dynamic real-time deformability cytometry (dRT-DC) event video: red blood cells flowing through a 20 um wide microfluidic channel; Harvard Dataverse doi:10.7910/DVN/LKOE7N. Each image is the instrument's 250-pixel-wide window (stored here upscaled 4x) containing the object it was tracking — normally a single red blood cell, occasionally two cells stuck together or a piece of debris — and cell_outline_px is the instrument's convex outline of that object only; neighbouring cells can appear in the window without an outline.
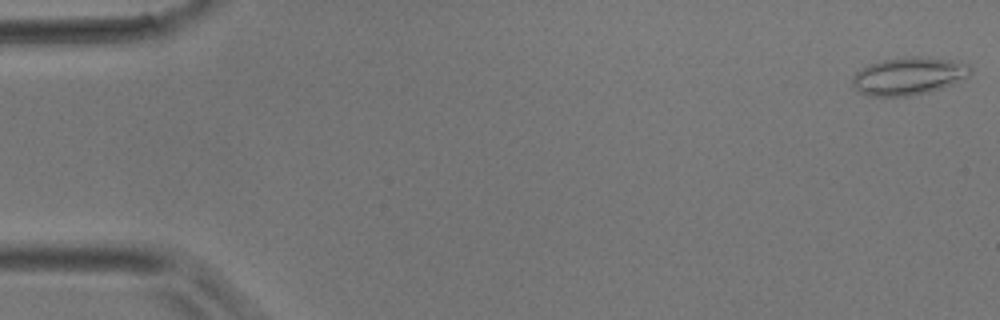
{"species": "common noctule bat (a hibernating species)", "species_latin": "Nyctalus noctula", "temperature_condition": "room temperature", "stored_images_in_passage": 4, "camera_frame_rate_fps": 3000, "um_per_image_px": 0.085, "animal": {"sex": "male", "body_mass_g": 17.9}, "frame": {"image": 1, "passage_image": 1, "time_ms": 0.0, "image_size_px": [1000, 320], "cell_outline_px": [[972, 72], [968, 76], [940, 88], [908, 96], [868, 96], [860, 92], [852, 84], [852, 76], [860, 68], [868, 64], [884, 60], [912, 56], [920, 56], [952, 60], [968, 64], [972, 68]], "centroid_in_image_um": [77.2, 6.45], "position_along_channel_um": 7.8, "area_um2": 25.66}}